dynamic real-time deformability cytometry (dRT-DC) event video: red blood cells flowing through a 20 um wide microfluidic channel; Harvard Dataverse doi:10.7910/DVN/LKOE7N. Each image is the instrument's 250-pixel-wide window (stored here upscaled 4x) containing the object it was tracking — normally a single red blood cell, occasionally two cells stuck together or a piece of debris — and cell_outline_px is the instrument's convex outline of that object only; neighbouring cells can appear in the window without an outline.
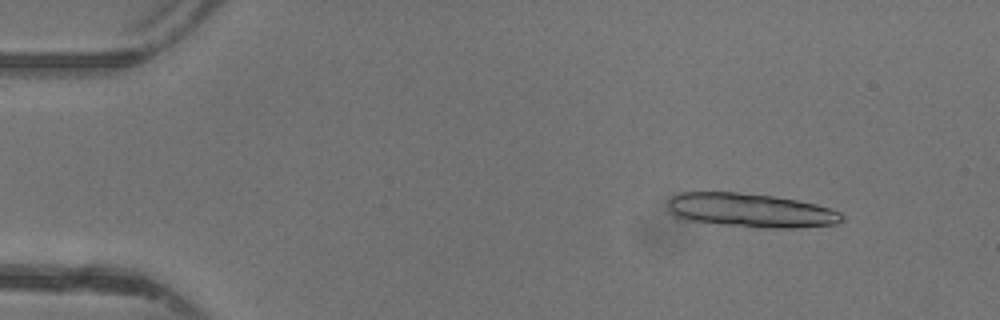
{"species": "common noctule bat (a hibernating species)", "species_latin": "Nyctalus noctula", "temperature_condition": "warm", "stored_images_in_passage": 13, "camera_frame_rate_fps": 3000, "um_per_image_px": 0.085, "animal": {"sex": "female"}, "frame": {"image": 1, "passage_image": 1, "time_ms": 0.0, "image_size_px": [1000, 320], "cell_outline_px": [[844, 220], [836, 224], [796, 228], [756, 228], [676, 220], [668, 204], [668, 200], [672, 196], [680, 192], [736, 192], [772, 196], [796, 200], [816, 204], [840, 212], [844, 216]], "centroid_in_image_um": [63.76, 17.9], "position_along_channel_um": 21.2, "area_um2": 34.91}}